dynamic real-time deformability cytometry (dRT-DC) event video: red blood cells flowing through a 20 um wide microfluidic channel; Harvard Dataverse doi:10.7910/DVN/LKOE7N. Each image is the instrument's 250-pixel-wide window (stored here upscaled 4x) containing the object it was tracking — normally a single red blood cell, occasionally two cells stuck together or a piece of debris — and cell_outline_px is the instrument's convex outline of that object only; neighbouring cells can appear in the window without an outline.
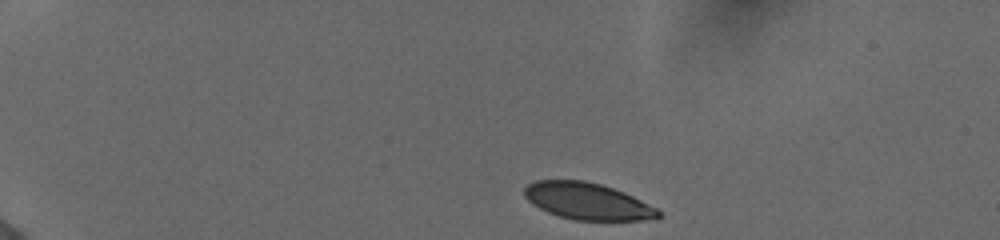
{"species": "human", "species_latin": "Homo sapiens", "temperature_condition": "cold", "stored_images_in_passage": 44, "camera_frame_rate_fps": 3000, "um_per_image_px": 0.085, "donor": {"sex": "female"}, "frame": {"image": 1, "passage_image": 1, "time_ms": 0.0, "image_size_px": [1000, 240], "cell_outline_px": [[660, 216], [644, 220], [576, 220], [560, 216], [548, 212], [532, 204], [524, 196], [524, 188], [528, 184], [536, 180], [584, 180], [600, 184], [624, 192], [656, 208], [660, 212]], "centroid_in_image_um": [49.89, 17.09], "position_along_channel_um": 35.1, "area_um2": 28.38}}
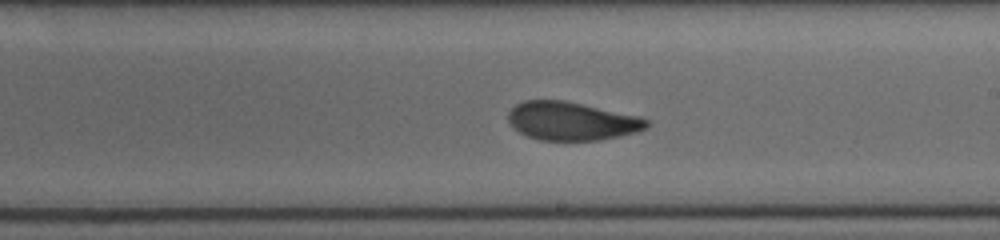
{"frame": {"image": 2, "passage_image": 24, "time_ms": 7.667, "image_size_px": [1000, 240], "cell_outline_px": [[652, 124], [648, 128], [636, 132], [620, 136], [600, 140], [540, 140], [528, 136], [520, 132], [508, 120], [508, 112], [516, 104], [524, 100], [564, 100], [640, 116], [648, 120]], "centroid_in_image_um": [48.64, 10.29], "position_along_channel_um": 240.4, "area_um2": 30.98}}
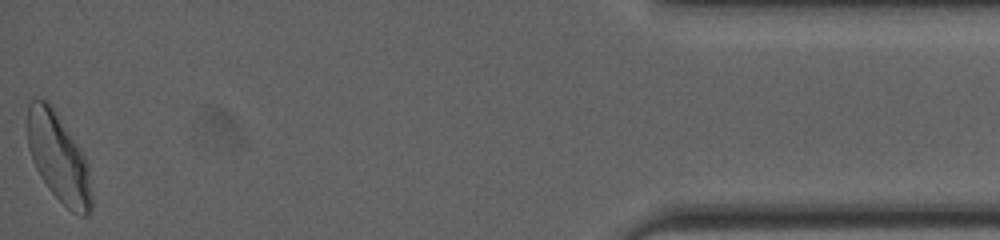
{"frame": {"image": 3, "passage_image": 44, "time_ms": 14.333, "image_size_px": [1000, 240], "cell_outline_px": [[92, 212], [88, 216], [80, 216], [72, 212], [48, 188], [40, 176], [32, 160], [28, 148], [28, 96], [44, 100], [52, 104], [80, 148], [88, 164], [92, 192]], "centroid_in_image_um": [4.98, 13.39], "position_along_channel_um": 430.2, "area_um2": 33.52}, "authors_computed_cell_mechanics": {"area_um2": 31.501, "velocity_mm_per_s": 3.8708, "shape_relaxation_time_tau1_ms": 3.4497, "shape_relaxation_time_tau2_ms": 1.3843, "deformation_change_tau1": 0.1456, "deformation_change_tau2": 0.0614}}